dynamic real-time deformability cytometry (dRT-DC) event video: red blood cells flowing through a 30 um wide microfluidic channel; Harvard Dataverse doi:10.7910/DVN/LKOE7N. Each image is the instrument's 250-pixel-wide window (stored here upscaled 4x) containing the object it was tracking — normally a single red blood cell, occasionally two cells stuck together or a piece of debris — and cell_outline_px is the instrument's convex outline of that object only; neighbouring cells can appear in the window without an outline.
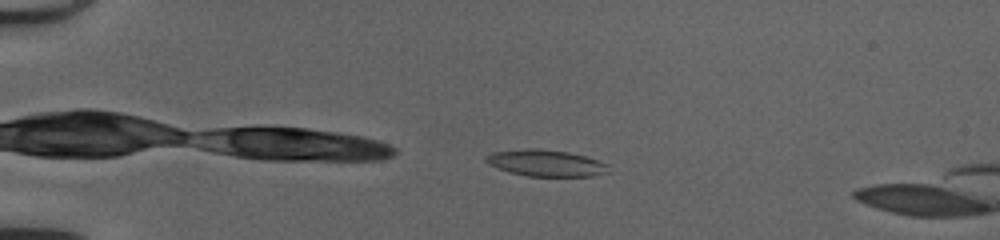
{"species": "common noctule bat (a hibernating species)", "species_latin": "Nyctalus noctula", "temperature_condition": "cold", "stored_images_in_passage": 41, "camera_frame_rate_fps": 3000, "um_per_image_px": 0.085, "animal": {"sex": "female", "body_mass_g": 20.0, "forearm_length_mm": 54.0}, "frame": {"image": 1, "passage_image": 5, "time_ms": 1.333, "image_size_px": [1000, 240], "cell_outline_px": [[608, 164], [604, 172], [592, 176], [528, 176], [512, 172], [488, 164], [484, 160], [484, 156], [492, 152], [568, 152], [584, 156]], "centroid_in_image_um": [46.42, 13.92], "position_along_channel_um": 38.6, "area_um2": 17.34}}
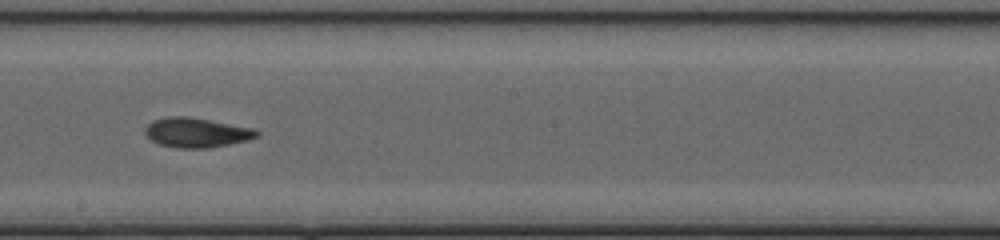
{"frame": {"image": 2, "passage_image": 23, "time_ms": 7.333, "image_size_px": [1000, 240], "cell_outline_px": [[260, 132], [256, 136], [248, 140], [208, 148], [180, 148], [160, 144], [152, 140], [144, 132], [144, 128], [152, 120], [168, 116], [188, 116], [252, 128]], "centroid_in_image_um": [16.67, 11.26], "position_along_channel_um": 231.5, "area_um2": 19.07}}
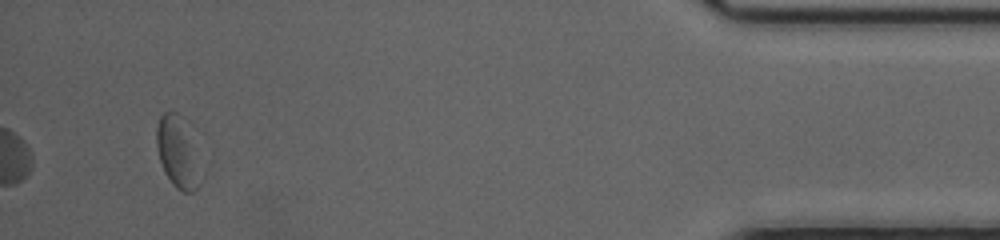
{"frame": {"image": 3, "passage_image": 41, "time_ms": 13.333, "image_size_px": [1000, 240], "cell_outline_px": [[200, 184], [192, 192], [184, 192], [176, 188], [172, 184], [164, 172], [156, 148], [156, 128], [160, 116], [164, 112], [176, 112], [180, 116]], "centroid_in_image_um": [14.94, 12.99], "position_along_channel_um": 420.3, "area_um2": 16.36}, "authors_computed_cell_mechanics": {"area_um2": 18.6694, "velocity_mm_per_s": 4.1481, "shape_relaxation_time_tau1_ms": 7.3931, "shape_relaxation_time_tau2_ms": 4.5606, "deformation_change_tau1": 0.1579, "deformation_change_tau2": 0.1319}}